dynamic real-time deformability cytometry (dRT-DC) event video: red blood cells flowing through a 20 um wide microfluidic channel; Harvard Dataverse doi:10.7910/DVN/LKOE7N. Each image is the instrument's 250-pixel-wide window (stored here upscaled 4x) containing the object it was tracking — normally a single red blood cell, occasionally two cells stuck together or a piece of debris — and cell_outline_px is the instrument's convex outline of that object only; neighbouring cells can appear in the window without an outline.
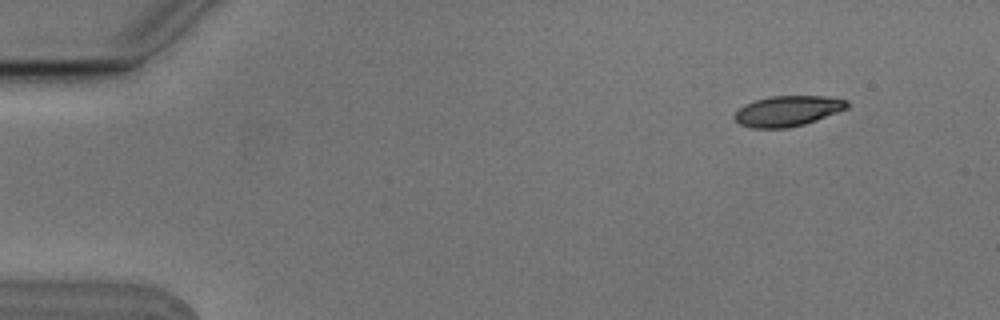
{"species": "Egyptian fruit bat (a non-hibernating species)", "species_latin": "Rousettus aegyptiacus", "temperature_condition": "cold", "stored_images_in_passage": 4, "camera_frame_rate_fps": 3000, "um_per_image_px": 0.085, "animal": {"sex": "male"}, "frame": {"image": 1, "passage_image": 1, "time_ms": 0.0, "image_size_px": [1000, 320], "cell_outline_px": [[852, 104], [848, 108], [816, 120], [804, 124], [788, 128], [752, 128], [740, 124], [732, 116], [744, 104], [756, 100], [772, 96], [824, 96], [848, 100]], "centroid_in_image_um": [66.97, 9.43], "position_along_channel_um": 18.0, "area_um2": 20.0}}
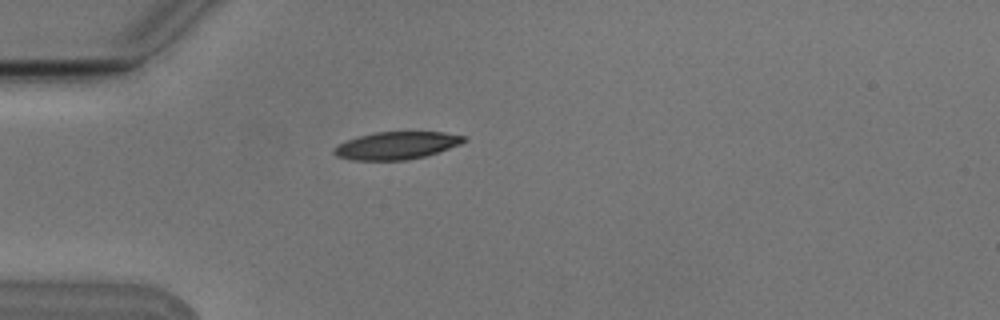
{"frame": {"image": 2, "passage_image": 4, "time_ms": 1.0, "image_size_px": [1000, 320], "cell_outline_px": [[468, 140], [460, 144], [424, 156], [408, 160], [352, 160], [336, 156], [332, 152], [332, 148], [348, 140], [360, 136], [376, 132], [444, 132], [464, 136]], "centroid_in_image_um": [33.69, 12.37], "position_along_channel_um": 51.3, "area_um2": 20.63}}